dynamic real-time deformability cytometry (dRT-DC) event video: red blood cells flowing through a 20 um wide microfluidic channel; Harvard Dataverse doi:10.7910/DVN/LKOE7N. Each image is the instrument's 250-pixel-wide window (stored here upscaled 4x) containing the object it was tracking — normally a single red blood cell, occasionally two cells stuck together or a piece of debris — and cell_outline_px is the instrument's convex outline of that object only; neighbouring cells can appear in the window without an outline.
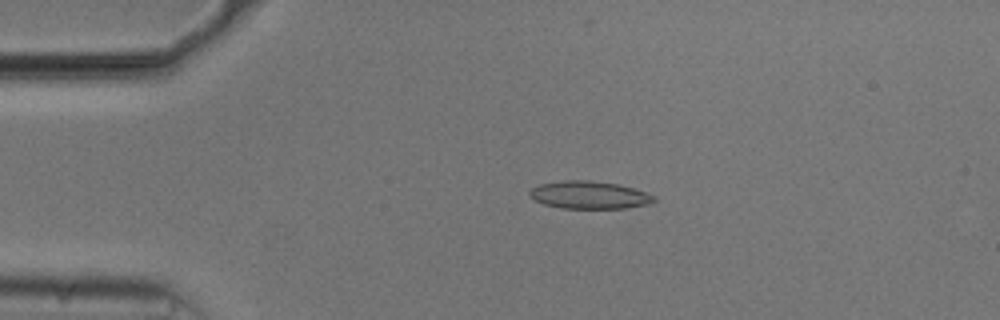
{"species": "common noctule bat (a hibernating species)", "species_latin": "Nyctalus noctula", "temperature_condition": "cold", "stored_images_in_passage": 44, "camera_frame_rate_fps": 3000, "um_per_image_px": 0.085, "animal": {"sex": "male", "body_mass_g": 20.5, "forearm_length_mm": 52.5}, "frame": {"image": 1, "passage_image": 2, "time_ms": 0.333, "image_size_px": [1000, 320], "cell_outline_px": [[656, 200], [644, 204], [624, 208], [560, 208], [544, 204], [536, 200], [528, 192], [532, 188], [540, 184], [564, 180], [588, 180], [616, 184], [632, 188], [644, 192], [652, 196]], "centroid_in_image_um": [50.03, 16.57], "position_along_channel_um": 35.0, "area_um2": 19.54}}
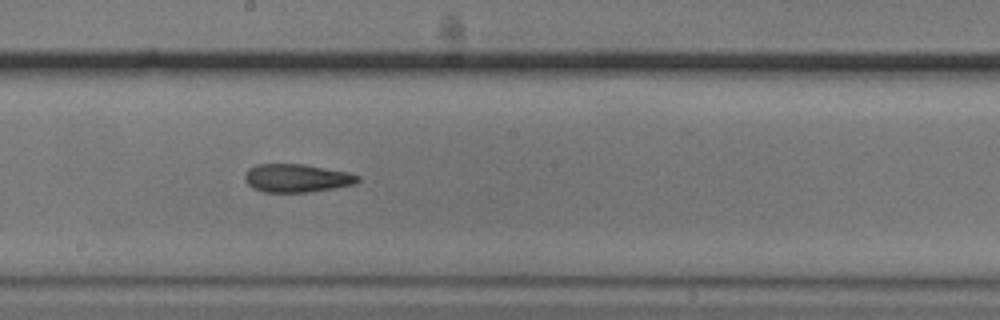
{"frame": {"image": 2, "passage_image": 20, "time_ms": 6.333, "image_size_px": [1000, 320], "cell_outline_px": [[360, 180], [356, 184], [308, 192], [264, 192], [252, 188], [244, 180], [244, 176], [248, 168], [256, 164], [304, 164], [348, 172], [360, 176]], "centroid_in_image_um": [25.21, 15.13], "position_along_channel_um": 223.0, "area_um2": 18.67}}
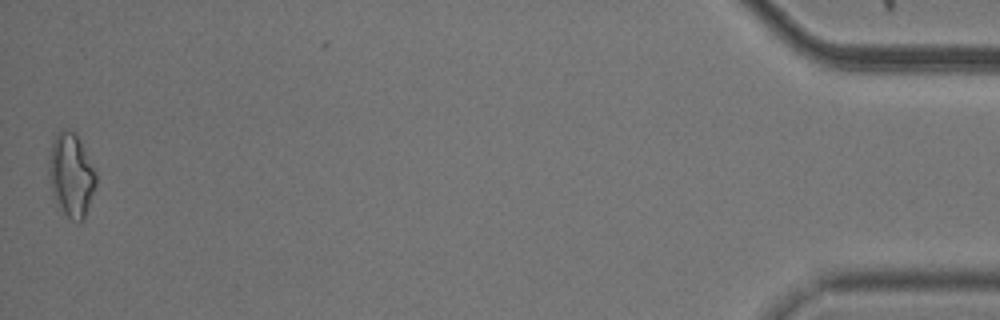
{"frame": {"image": 3, "passage_image": 44, "time_ms": 14.333, "image_size_px": [1000, 320], "cell_outline_px": [[96, 184], [84, 220], [80, 224], [76, 224], [64, 212], [52, 192], [48, 168], [52, 140], [56, 132], [64, 128], [68, 128], [76, 132], [96, 172]], "centroid_in_image_um": [6.06, 14.84], "position_along_channel_um": 429.1, "area_um2": 22.95}, "authors_computed_cell_mechanics": {"area_um2": 18.785, "velocity_mm_per_s": 3.7495, "shape_relaxation_time_tau1_ms": null, "shape_relaxation_time_tau2_ms": 5.7497, "deformation_change_tau1": null, "deformation_change_tau2": 0.1614}}